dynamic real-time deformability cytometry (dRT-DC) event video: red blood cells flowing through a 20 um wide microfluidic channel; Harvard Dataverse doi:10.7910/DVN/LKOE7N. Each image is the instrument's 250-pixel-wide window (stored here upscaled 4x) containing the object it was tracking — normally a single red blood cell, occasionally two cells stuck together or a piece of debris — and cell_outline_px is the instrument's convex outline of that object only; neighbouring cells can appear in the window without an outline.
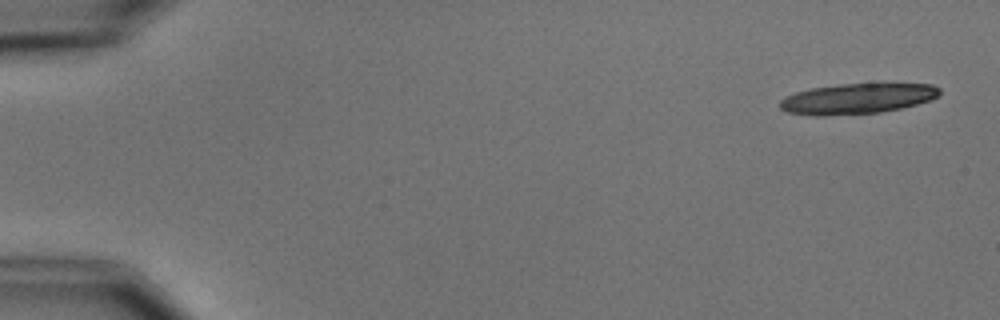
{"species": "common noctule bat (a hibernating species)", "species_latin": "Nyctalus noctula", "temperature_condition": "cold", "stored_images_in_passage": 5, "segment_of_instrument_passage": [1, 2], "camera_frame_rate_fps": 3000, "um_per_image_px": 0.085, "animal": {"sex": "male", "body_mass_g": 15.6}, "frame": {"image": 1, "passage_image": 1, "time_ms": 0.0, "image_size_px": [1000, 320], "cell_outline_px": [[940, 92], [932, 100], [900, 108], [880, 112], [824, 116], [812, 116], [788, 112], [780, 108], [780, 100], [784, 96], [796, 92], [812, 88], [840, 84], [880, 80], [932, 84], [940, 88]], "centroid_in_image_um": [72.94, 8.33], "position_along_channel_um": 12.1, "area_um2": 29.54}}